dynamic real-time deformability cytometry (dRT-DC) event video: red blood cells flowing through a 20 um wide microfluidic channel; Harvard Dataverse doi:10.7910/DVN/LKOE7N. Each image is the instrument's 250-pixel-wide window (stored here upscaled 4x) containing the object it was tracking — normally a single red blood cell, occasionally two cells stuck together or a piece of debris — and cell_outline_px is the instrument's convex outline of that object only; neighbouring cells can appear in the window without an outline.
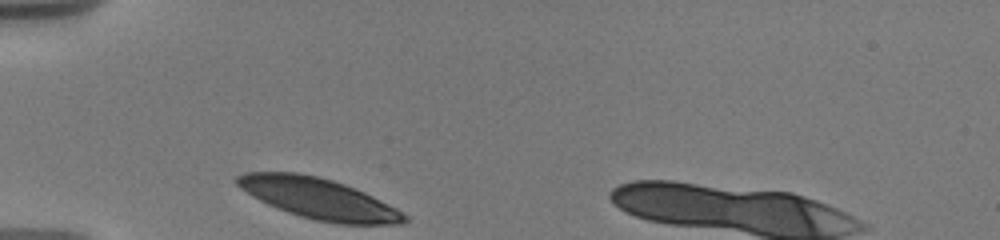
{"species": "human", "species_latin": "Homo sapiens", "temperature_condition": "warm", "stored_images_in_passage": 7, "camera_frame_rate_fps": 3000, "um_per_image_px": 0.085, "donor": {"sex": "male"}, "frame": {"image": 1, "passage_image": 1, "time_ms": 0.0, "image_size_px": [1000, 240], "cell_outline_px": [[408, 220], [404, 224], [340, 224], [316, 220], [300, 216], [276, 208], [252, 196], [240, 188], [236, 184], [236, 176], [244, 172], [296, 172], [316, 176], [332, 180], [344, 184], [364, 192], [396, 208], [408, 216]], "centroid_in_image_um": [27.08, 16.88], "position_along_channel_um": 57.9, "area_um2": 39.54}}
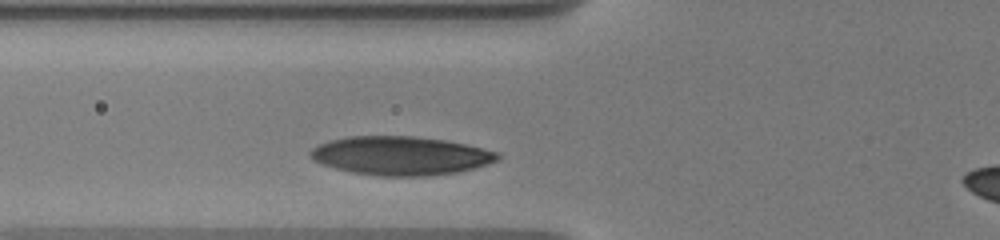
{"frame": {"image": 2, "passage_image": 4, "time_ms": 1.333, "image_size_px": [1000, 240], "cell_outline_px": [[500, 160], [476, 168], [456, 172], [424, 176], [380, 176], [352, 172], [320, 164], [312, 160], [308, 156], [308, 152], [312, 148], [320, 144], [332, 140], [348, 136], [416, 136], [444, 140], [464, 144], [500, 152]], "centroid_in_image_um": [34.05, 13.23], "position_along_channel_um": 91.7, "area_um2": 42.37}}